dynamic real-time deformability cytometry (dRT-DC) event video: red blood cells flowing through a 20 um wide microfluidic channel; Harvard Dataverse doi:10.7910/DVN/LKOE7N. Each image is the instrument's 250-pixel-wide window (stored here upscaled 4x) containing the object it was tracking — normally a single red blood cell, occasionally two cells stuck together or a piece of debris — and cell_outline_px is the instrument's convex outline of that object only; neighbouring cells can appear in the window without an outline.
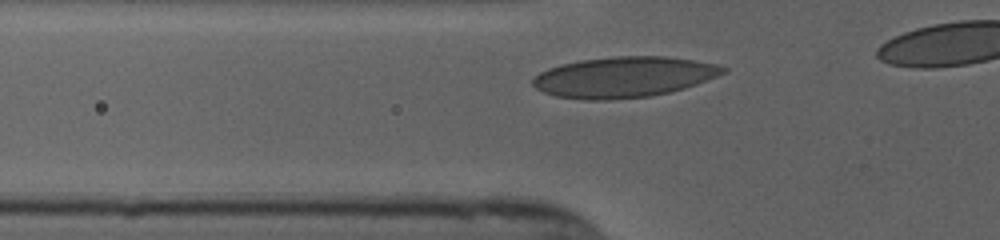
{"species": "human", "species_latin": "Homo sapiens", "temperature_condition": "cold", "stored_images_in_passage": 30, "camera_frame_rate_fps": 3000, "um_per_image_px": 0.085, "donor": {"sex": "female"}, "frame": {"image": 1, "passage_image": 4, "time_ms": 1.0, "image_size_px": [1000, 240], "cell_outline_px": [[728, 68], [724, 72], [716, 76], [696, 84], [684, 88], [652, 96], [608, 100], [588, 100], [556, 96], [544, 92], [536, 88], [532, 84], [532, 80], [540, 72], [548, 68], [560, 64], [580, 60], [616, 56], [668, 56], [716, 64]], "centroid_in_image_um": [53.0, 6.55], "position_along_channel_um": 72.8, "area_um2": 44.91}}
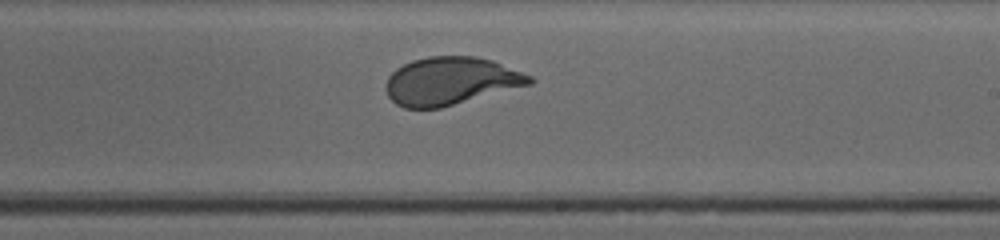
{"frame": {"image": 2, "passage_image": 18, "time_ms": 5.667, "image_size_px": [1000, 240], "cell_outline_px": [[536, 80], [532, 84], [440, 108], [404, 108], [396, 104], [388, 96], [384, 84], [388, 76], [396, 68], [412, 60], [428, 56], [476, 56], [492, 60], [532, 76]], "centroid_in_image_um": [38.3, 6.88], "position_along_channel_um": 250.7, "area_um2": 40.17}}
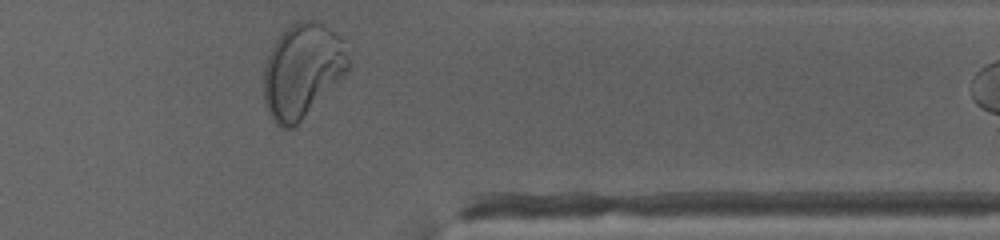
{"frame": {"image": 3, "passage_image": 29, "time_ms": 9.333, "image_size_px": [1000, 240], "cell_outline_px": [[348, 72], [292, 128], [280, 128], [272, 120], [268, 112], [264, 100], [264, 64], [272, 44], [296, 20], [312, 20], [328, 28], [340, 36], [344, 40], [348, 52]], "centroid_in_image_um": [25.69, 5.99], "position_along_channel_um": 385.7, "area_um2": 46.18}}